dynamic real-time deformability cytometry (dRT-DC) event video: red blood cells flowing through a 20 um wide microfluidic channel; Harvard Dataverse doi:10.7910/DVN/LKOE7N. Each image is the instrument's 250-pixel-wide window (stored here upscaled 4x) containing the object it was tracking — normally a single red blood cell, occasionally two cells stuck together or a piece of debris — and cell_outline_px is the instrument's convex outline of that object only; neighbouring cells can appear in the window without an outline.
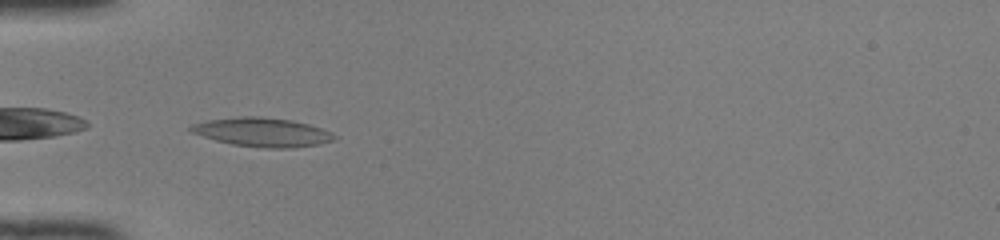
{"species": "common noctule bat (a hibernating species)", "species_latin": "Nyctalus noctula", "temperature_condition": "room temperature", "stored_images_in_passage": 32, "camera_frame_rate_fps": 3000, "um_per_image_px": 0.085, "animal": {"sex": "female", "body_mass_g": 22.0, "forearm_length_mm": 56.7}, "frame": {"image": 1, "passage_image": 2, "time_ms": 0.333, "image_size_px": [1000, 240], "cell_outline_px": [[336, 136], [332, 140], [320, 144], [292, 148], [264, 148], [232, 144], [216, 140], [192, 132], [188, 128], [192, 124], [204, 120], [240, 116], [260, 116], [292, 120], [308, 124], [332, 132]], "centroid_in_image_um": [22.28, 11.23], "position_along_channel_um": 62.7, "area_um2": 24.16}}
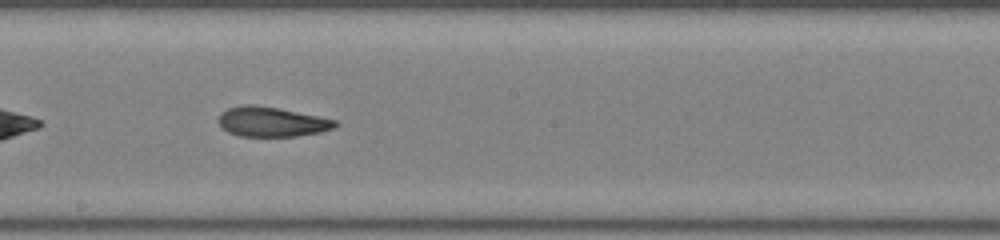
{"frame": {"image": 2, "passage_image": 14, "time_ms": 4.333, "image_size_px": [1000, 240], "cell_outline_px": [[340, 124], [336, 128], [320, 132], [296, 136], [240, 136], [228, 132], [220, 124], [220, 116], [228, 108], [244, 104], [256, 104], [280, 108], [320, 116], [336, 120]], "centroid_in_image_um": [23.17, 10.34], "position_along_channel_um": 225.0, "area_um2": 20.29}}
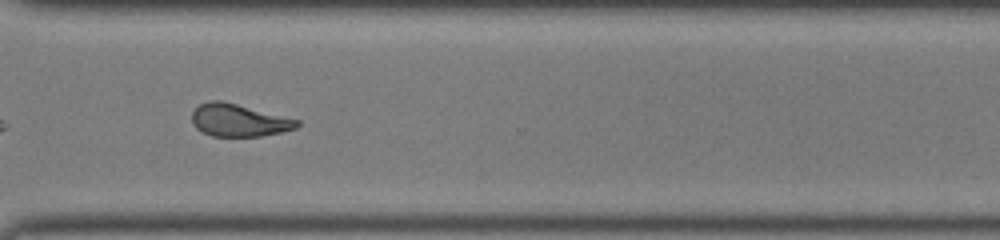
{"frame": {"image": 3, "passage_image": 23, "time_ms": 7.333, "image_size_px": [1000, 240], "cell_outline_px": [[300, 124], [296, 128], [280, 132], [260, 136], [212, 136], [196, 128], [192, 124], [192, 112], [200, 104], [208, 100], [220, 100], [300, 120]], "centroid_in_image_um": [20.28, 10.22], "position_along_channel_um": 350.3, "area_um2": 19.71}, "authors_computed_cell_mechanics": {"area_um2": 20.3167, "velocity_mm_per_s": 4.1535, "shape_relaxation_time_tau1_ms": null, "shape_relaxation_time_tau2_ms": 2.9308, "deformation_change_tau1": null, "deformation_change_tau2": 0.1069}}